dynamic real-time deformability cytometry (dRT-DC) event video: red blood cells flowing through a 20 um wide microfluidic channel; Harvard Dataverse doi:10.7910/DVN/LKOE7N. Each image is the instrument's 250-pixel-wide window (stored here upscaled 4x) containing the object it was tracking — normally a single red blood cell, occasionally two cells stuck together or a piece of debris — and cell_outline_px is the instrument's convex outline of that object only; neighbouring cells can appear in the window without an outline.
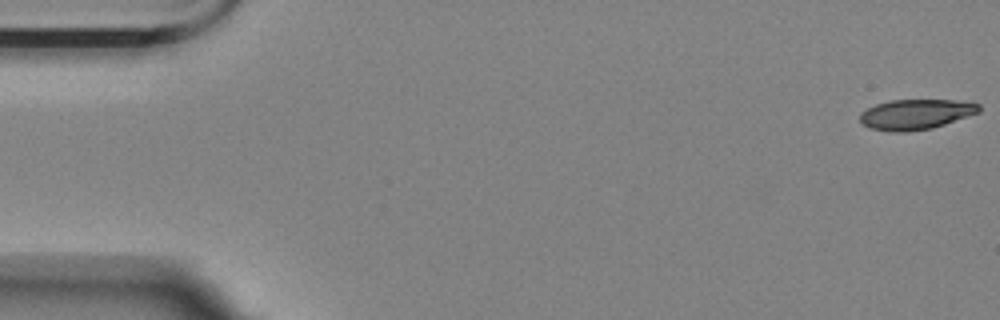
{"species": "Egyptian fruit bat (a non-hibernating species)", "species_latin": "Rousettus aegyptiacus", "temperature_condition": "room temperature", "stored_images_in_passage": 13, "camera_frame_rate_fps": 3000, "um_per_image_px": 0.085, "animal": {"sex": "female"}, "frame": {"image": 1, "passage_image": 1, "time_ms": 0.0, "image_size_px": [1000, 320], "cell_outline_px": [[980, 112], [932, 128], [904, 132], [892, 132], [868, 128], [860, 120], [860, 112], [876, 104], [892, 100], [972, 100], [980, 104]], "centroid_in_image_um": [77.88, 9.71], "position_along_channel_um": 7.1, "area_um2": 21.1}}